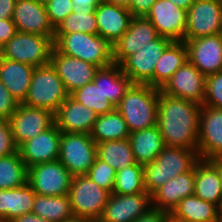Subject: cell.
<instances>
[{
  "label": "cell",
  "mask_w": 222,
  "mask_h": 222,
  "mask_svg": "<svg viewBox=\"0 0 222 222\" xmlns=\"http://www.w3.org/2000/svg\"><path fill=\"white\" fill-rule=\"evenodd\" d=\"M171 213L188 222H217L220 215L217 205L204 201L196 195L182 199Z\"/></svg>",
  "instance_id": "obj_30"
},
{
  "label": "cell",
  "mask_w": 222,
  "mask_h": 222,
  "mask_svg": "<svg viewBox=\"0 0 222 222\" xmlns=\"http://www.w3.org/2000/svg\"><path fill=\"white\" fill-rule=\"evenodd\" d=\"M74 32L98 35V27L95 12H72L54 28V34H71Z\"/></svg>",
  "instance_id": "obj_38"
},
{
  "label": "cell",
  "mask_w": 222,
  "mask_h": 222,
  "mask_svg": "<svg viewBox=\"0 0 222 222\" xmlns=\"http://www.w3.org/2000/svg\"><path fill=\"white\" fill-rule=\"evenodd\" d=\"M194 195L217 205L222 204V185L219 167L212 161L199 159L195 164Z\"/></svg>",
  "instance_id": "obj_25"
},
{
  "label": "cell",
  "mask_w": 222,
  "mask_h": 222,
  "mask_svg": "<svg viewBox=\"0 0 222 222\" xmlns=\"http://www.w3.org/2000/svg\"><path fill=\"white\" fill-rule=\"evenodd\" d=\"M36 193L26 184L8 190L0 189V222H11L33 210Z\"/></svg>",
  "instance_id": "obj_27"
},
{
  "label": "cell",
  "mask_w": 222,
  "mask_h": 222,
  "mask_svg": "<svg viewBox=\"0 0 222 222\" xmlns=\"http://www.w3.org/2000/svg\"><path fill=\"white\" fill-rule=\"evenodd\" d=\"M206 76L186 61L160 89L163 93L203 104Z\"/></svg>",
  "instance_id": "obj_13"
},
{
  "label": "cell",
  "mask_w": 222,
  "mask_h": 222,
  "mask_svg": "<svg viewBox=\"0 0 222 222\" xmlns=\"http://www.w3.org/2000/svg\"><path fill=\"white\" fill-rule=\"evenodd\" d=\"M159 91L148 84H133L115 107L130 133L157 125Z\"/></svg>",
  "instance_id": "obj_2"
},
{
  "label": "cell",
  "mask_w": 222,
  "mask_h": 222,
  "mask_svg": "<svg viewBox=\"0 0 222 222\" xmlns=\"http://www.w3.org/2000/svg\"><path fill=\"white\" fill-rule=\"evenodd\" d=\"M97 157V144L90 134L62 132L59 161L74 176L87 175Z\"/></svg>",
  "instance_id": "obj_8"
},
{
  "label": "cell",
  "mask_w": 222,
  "mask_h": 222,
  "mask_svg": "<svg viewBox=\"0 0 222 222\" xmlns=\"http://www.w3.org/2000/svg\"><path fill=\"white\" fill-rule=\"evenodd\" d=\"M76 101L95 111L98 116L112 112L115 107L102 92V68L96 72L92 82L70 94Z\"/></svg>",
  "instance_id": "obj_31"
},
{
  "label": "cell",
  "mask_w": 222,
  "mask_h": 222,
  "mask_svg": "<svg viewBox=\"0 0 222 222\" xmlns=\"http://www.w3.org/2000/svg\"><path fill=\"white\" fill-rule=\"evenodd\" d=\"M212 161L219 167V174H220L221 185H222V159H216Z\"/></svg>",
  "instance_id": "obj_54"
},
{
  "label": "cell",
  "mask_w": 222,
  "mask_h": 222,
  "mask_svg": "<svg viewBox=\"0 0 222 222\" xmlns=\"http://www.w3.org/2000/svg\"><path fill=\"white\" fill-rule=\"evenodd\" d=\"M166 222H188V221L177 218L171 212H167Z\"/></svg>",
  "instance_id": "obj_52"
},
{
  "label": "cell",
  "mask_w": 222,
  "mask_h": 222,
  "mask_svg": "<svg viewBox=\"0 0 222 222\" xmlns=\"http://www.w3.org/2000/svg\"><path fill=\"white\" fill-rule=\"evenodd\" d=\"M157 0H132L128 10L133 17L146 16Z\"/></svg>",
  "instance_id": "obj_44"
},
{
  "label": "cell",
  "mask_w": 222,
  "mask_h": 222,
  "mask_svg": "<svg viewBox=\"0 0 222 222\" xmlns=\"http://www.w3.org/2000/svg\"><path fill=\"white\" fill-rule=\"evenodd\" d=\"M202 105L159 91L157 126L165 145L197 150Z\"/></svg>",
  "instance_id": "obj_1"
},
{
  "label": "cell",
  "mask_w": 222,
  "mask_h": 222,
  "mask_svg": "<svg viewBox=\"0 0 222 222\" xmlns=\"http://www.w3.org/2000/svg\"><path fill=\"white\" fill-rule=\"evenodd\" d=\"M187 58L203 75L222 71V33L185 42Z\"/></svg>",
  "instance_id": "obj_16"
},
{
  "label": "cell",
  "mask_w": 222,
  "mask_h": 222,
  "mask_svg": "<svg viewBox=\"0 0 222 222\" xmlns=\"http://www.w3.org/2000/svg\"><path fill=\"white\" fill-rule=\"evenodd\" d=\"M17 32L12 19L0 20V49L15 35Z\"/></svg>",
  "instance_id": "obj_45"
},
{
  "label": "cell",
  "mask_w": 222,
  "mask_h": 222,
  "mask_svg": "<svg viewBox=\"0 0 222 222\" xmlns=\"http://www.w3.org/2000/svg\"><path fill=\"white\" fill-rule=\"evenodd\" d=\"M133 84L119 64L102 68V92L114 107L120 103Z\"/></svg>",
  "instance_id": "obj_35"
},
{
  "label": "cell",
  "mask_w": 222,
  "mask_h": 222,
  "mask_svg": "<svg viewBox=\"0 0 222 222\" xmlns=\"http://www.w3.org/2000/svg\"><path fill=\"white\" fill-rule=\"evenodd\" d=\"M16 0H0V20L12 19Z\"/></svg>",
  "instance_id": "obj_48"
},
{
  "label": "cell",
  "mask_w": 222,
  "mask_h": 222,
  "mask_svg": "<svg viewBox=\"0 0 222 222\" xmlns=\"http://www.w3.org/2000/svg\"><path fill=\"white\" fill-rule=\"evenodd\" d=\"M167 211L150 208L145 214L139 216L134 222H166Z\"/></svg>",
  "instance_id": "obj_47"
},
{
  "label": "cell",
  "mask_w": 222,
  "mask_h": 222,
  "mask_svg": "<svg viewBox=\"0 0 222 222\" xmlns=\"http://www.w3.org/2000/svg\"><path fill=\"white\" fill-rule=\"evenodd\" d=\"M186 61H188V58L185 42L172 41L155 66L154 87L161 89Z\"/></svg>",
  "instance_id": "obj_29"
},
{
  "label": "cell",
  "mask_w": 222,
  "mask_h": 222,
  "mask_svg": "<svg viewBox=\"0 0 222 222\" xmlns=\"http://www.w3.org/2000/svg\"><path fill=\"white\" fill-rule=\"evenodd\" d=\"M28 182V167L21 159L19 151L0 157V189L20 187Z\"/></svg>",
  "instance_id": "obj_36"
},
{
  "label": "cell",
  "mask_w": 222,
  "mask_h": 222,
  "mask_svg": "<svg viewBox=\"0 0 222 222\" xmlns=\"http://www.w3.org/2000/svg\"><path fill=\"white\" fill-rule=\"evenodd\" d=\"M101 2L103 0H72V9L75 13H94Z\"/></svg>",
  "instance_id": "obj_46"
},
{
  "label": "cell",
  "mask_w": 222,
  "mask_h": 222,
  "mask_svg": "<svg viewBox=\"0 0 222 222\" xmlns=\"http://www.w3.org/2000/svg\"><path fill=\"white\" fill-rule=\"evenodd\" d=\"M202 105L222 109V71L206 76Z\"/></svg>",
  "instance_id": "obj_40"
},
{
  "label": "cell",
  "mask_w": 222,
  "mask_h": 222,
  "mask_svg": "<svg viewBox=\"0 0 222 222\" xmlns=\"http://www.w3.org/2000/svg\"><path fill=\"white\" fill-rule=\"evenodd\" d=\"M97 157L116 171L137 163L129 138L97 143Z\"/></svg>",
  "instance_id": "obj_34"
},
{
  "label": "cell",
  "mask_w": 222,
  "mask_h": 222,
  "mask_svg": "<svg viewBox=\"0 0 222 222\" xmlns=\"http://www.w3.org/2000/svg\"><path fill=\"white\" fill-rule=\"evenodd\" d=\"M197 150L200 159H222V109L202 105Z\"/></svg>",
  "instance_id": "obj_14"
},
{
  "label": "cell",
  "mask_w": 222,
  "mask_h": 222,
  "mask_svg": "<svg viewBox=\"0 0 222 222\" xmlns=\"http://www.w3.org/2000/svg\"><path fill=\"white\" fill-rule=\"evenodd\" d=\"M129 140L136 162L142 165L154 161L166 146L157 125L130 133Z\"/></svg>",
  "instance_id": "obj_28"
},
{
  "label": "cell",
  "mask_w": 222,
  "mask_h": 222,
  "mask_svg": "<svg viewBox=\"0 0 222 222\" xmlns=\"http://www.w3.org/2000/svg\"><path fill=\"white\" fill-rule=\"evenodd\" d=\"M11 222H50V221L42 217H39L31 212L18 216Z\"/></svg>",
  "instance_id": "obj_49"
},
{
  "label": "cell",
  "mask_w": 222,
  "mask_h": 222,
  "mask_svg": "<svg viewBox=\"0 0 222 222\" xmlns=\"http://www.w3.org/2000/svg\"><path fill=\"white\" fill-rule=\"evenodd\" d=\"M69 95L63 81L49 63L35 67L28 93L22 103L43 108L55 114Z\"/></svg>",
  "instance_id": "obj_5"
},
{
  "label": "cell",
  "mask_w": 222,
  "mask_h": 222,
  "mask_svg": "<svg viewBox=\"0 0 222 222\" xmlns=\"http://www.w3.org/2000/svg\"><path fill=\"white\" fill-rule=\"evenodd\" d=\"M195 166L183 174L167 181L151 194L153 208L172 212L179 202L194 195Z\"/></svg>",
  "instance_id": "obj_23"
},
{
  "label": "cell",
  "mask_w": 222,
  "mask_h": 222,
  "mask_svg": "<svg viewBox=\"0 0 222 222\" xmlns=\"http://www.w3.org/2000/svg\"><path fill=\"white\" fill-rule=\"evenodd\" d=\"M129 135L127 124L116 108L112 112L98 116L90 133L96 144L104 141L124 140L129 138Z\"/></svg>",
  "instance_id": "obj_32"
},
{
  "label": "cell",
  "mask_w": 222,
  "mask_h": 222,
  "mask_svg": "<svg viewBox=\"0 0 222 222\" xmlns=\"http://www.w3.org/2000/svg\"><path fill=\"white\" fill-rule=\"evenodd\" d=\"M39 2H42V3H45L47 2L48 0H38Z\"/></svg>",
  "instance_id": "obj_57"
},
{
  "label": "cell",
  "mask_w": 222,
  "mask_h": 222,
  "mask_svg": "<svg viewBox=\"0 0 222 222\" xmlns=\"http://www.w3.org/2000/svg\"><path fill=\"white\" fill-rule=\"evenodd\" d=\"M14 141L18 148L27 140L50 128L54 123V113L43 108L19 103L8 120Z\"/></svg>",
  "instance_id": "obj_12"
},
{
  "label": "cell",
  "mask_w": 222,
  "mask_h": 222,
  "mask_svg": "<svg viewBox=\"0 0 222 222\" xmlns=\"http://www.w3.org/2000/svg\"><path fill=\"white\" fill-rule=\"evenodd\" d=\"M219 212H220V216L222 217V204H221V206L219 208Z\"/></svg>",
  "instance_id": "obj_55"
},
{
  "label": "cell",
  "mask_w": 222,
  "mask_h": 222,
  "mask_svg": "<svg viewBox=\"0 0 222 222\" xmlns=\"http://www.w3.org/2000/svg\"><path fill=\"white\" fill-rule=\"evenodd\" d=\"M158 37L159 34L149 19L145 16L133 17L128 30L112 45L114 64L121 65L130 55Z\"/></svg>",
  "instance_id": "obj_18"
},
{
  "label": "cell",
  "mask_w": 222,
  "mask_h": 222,
  "mask_svg": "<svg viewBox=\"0 0 222 222\" xmlns=\"http://www.w3.org/2000/svg\"><path fill=\"white\" fill-rule=\"evenodd\" d=\"M54 48L62 54L105 68L114 64L113 46L103 37L88 33L54 34Z\"/></svg>",
  "instance_id": "obj_4"
},
{
  "label": "cell",
  "mask_w": 222,
  "mask_h": 222,
  "mask_svg": "<svg viewBox=\"0 0 222 222\" xmlns=\"http://www.w3.org/2000/svg\"><path fill=\"white\" fill-rule=\"evenodd\" d=\"M34 69V66L0 55V80L19 103L25 100Z\"/></svg>",
  "instance_id": "obj_26"
},
{
  "label": "cell",
  "mask_w": 222,
  "mask_h": 222,
  "mask_svg": "<svg viewBox=\"0 0 222 222\" xmlns=\"http://www.w3.org/2000/svg\"><path fill=\"white\" fill-rule=\"evenodd\" d=\"M198 150L165 146L154 161L144 164V186L151 195L177 175L190 171L199 160Z\"/></svg>",
  "instance_id": "obj_3"
},
{
  "label": "cell",
  "mask_w": 222,
  "mask_h": 222,
  "mask_svg": "<svg viewBox=\"0 0 222 222\" xmlns=\"http://www.w3.org/2000/svg\"><path fill=\"white\" fill-rule=\"evenodd\" d=\"M12 21L18 32L54 39V27L49 21L45 5L38 0H16Z\"/></svg>",
  "instance_id": "obj_20"
},
{
  "label": "cell",
  "mask_w": 222,
  "mask_h": 222,
  "mask_svg": "<svg viewBox=\"0 0 222 222\" xmlns=\"http://www.w3.org/2000/svg\"><path fill=\"white\" fill-rule=\"evenodd\" d=\"M114 194L134 195L148 193L144 186V167L135 163L116 172Z\"/></svg>",
  "instance_id": "obj_37"
},
{
  "label": "cell",
  "mask_w": 222,
  "mask_h": 222,
  "mask_svg": "<svg viewBox=\"0 0 222 222\" xmlns=\"http://www.w3.org/2000/svg\"><path fill=\"white\" fill-rule=\"evenodd\" d=\"M175 4L177 7L188 10L195 0H168Z\"/></svg>",
  "instance_id": "obj_50"
},
{
  "label": "cell",
  "mask_w": 222,
  "mask_h": 222,
  "mask_svg": "<svg viewBox=\"0 0 222 222\" xmlns=\"http://www.w3.org/2000/svg\"><path fill=\"white\" fill-rule=\"evenodd\" d=\"M61 130L54 123L47 130L25 141L19 148L21 159L29 168L59 159Z\"/></svg>",
  "instance_id": "obj_19"
},
{
  "label": "cell",
  "mask_w": 222,
  "mask_h": 222,
  "mask_svg": "<svg viewBox=\"0 0 222 222\" xmlns=\"http://www.w3.org/2000/svg\"><path fill=\"white\" fill-rule=\"evenodd\" d=\"M172 41L159 36L155 40L145 44L133 55H130L120 66L123 73L134 84H148L154 87V72L158 59L162 56L166 47Z\"/></svg>",
  "instance_id": "obj_9"
},
{
  "label": "cell",
  "mask_w": 222,
  "mask_h": 222,
  "mask_svg": "<svg viewBox=\"0 0 222 222\" xmlns=\"http://www.w3.org/2000/svg\"><path fill=\"white\" fill-rule=\"evenodd\" d=\"M44 5L54 28L73 12L72 0H48Z\"/></svg>",
  "instance_id": "obj_41"
},
{
  "label": "cell",
  "mask_w": 222,
  "mask_h": 222,
  "mask_svg": "<svg viewBox=\"0 0 222 222\" xmlns=\"http://www.w3.org/2000/svg\"><path fill=\"white\" fill-rule=\"evenodd\" d=\"M107 4H114L116 6H121L128 8L131 5L132 0H103Z\"/></svg>",
  "instance_id": "obj_51"
},
{
  "label": "cell",
  "mask_w": 222,
  "mask_h": 222,
  "mask_svg": "<svg viewBox=\"0 0 222 222\" xmlns=\"http://www.w3.org/2000/svg\"><path fill=\"white\" fill-rule=\"evenodd\" d=\"M150 208L152 205L149 193L134 195L111 193L99 220L102 222H134Z\"/></svg>",
  "instance_id": "obj_21"
},
{
  "label": "cell",
  "mask_w": 222,
  "mask_h": 222,
  "mask_svg": "<svg viewBox=\"0 0 222 222\" xmlns=\"http://www.w3.org/2000/svg\"><path fill=\"white\" fill-rule=\"evenodd\" d=\"M68 195L74 216L99 220L111 193L82 175L72 177Z\"/></svg>",
  "instance_id": "obj_7"
},
{
  "label": "cell",
  "mask_w": 222,
  "mask_h": 222,
  "mask_svg": "<svg viewBox=\"0 0 222 222\" xmlns=\"http://www.w3.org/2000/svg\"><path fill=\"white\" fill-rule=\"evenodd\" d=\"M217 222H222V217L219 215Z\"/></svg>",
  "instance_id": "obj_56"
},
{
  "label": "cell",
  "mask_w": 222,
  "mask_h": 222,
  "mask_svg": "<svg viewBox=\"0 0 222 222\" xmlns=\"http://www.w3.org/2000/svg\"><path fill=\"white\" fill-rule=\"evenodd\" d=\"M222 33V4L219 0H195L187 10L183 41Z\"/></svg>",
  "instance_id": "obj_11"
},
{
  "label": "cell",
  "mask_w": 222,
  "mask_h": 222,
  "mask_svg": "<svg viewBox=\"0 0 222 222\" xmlns=\"http://www.w3.org/2000/svg\"><path fill=\"white\" fill-rule=\"evenodd\" d=\"M18 151L8 120L0 119V157L9 156Z\"/></svg>",
  "instance_id": "obj_42"
},
{
  "label": "cell",
  "mask_w": 222,
  "mask_h": 222,
  "mask_svg": "<svg viewBox=\"0 0 222 222\" xmlns=\"http://www.w3.org/2000/svg\"><path fill=\"white\" fill-rule=\"evenodd\" d=\"M71 180L72 175L59 160L28 168V183L38 195L61 196L68 194Z\"/></svg>",
  "instance_id": "obj_10"
},
{
  "label": "cell",
  "mask_w": 222,
  "mask_h": 222,
  "mask_svg": "<svg viewBox=\"0 0 222 222\" xmlns=\"http://www.w3.org/2000/svg\"><path fill=\"white\" fill-rule=\"evenodd\" d=\"M18 104L19 102L0 80V119L9 120L16 111Z\"/></svg>",
  "instance_id": "obj_43"
},
{
  "label": "cell",
  "mask_w": 222,
  "mask_h": 222,
  "mask_svg": "<svg viewBox=\"0 0 222 222\" xmlns=\"http://www.w3.org/2000/svg\"><path fill=\"white\" fill-rule=\"evenodd\" d=\"M98 115L76 101L71 95L54 114L55 124L61 132L90 134Z\"/></svg>",
  "instance_id": "obj_22"
},
{
  "label": "cell",
  "mask_w": 222,
  "mask_h": 222,
  "mask_svg": "<svg viewBox=\"0 0 222 222\" xmlns=\"http://www.w3.org/2000/svg\"><path fill=\"white\" fill-rule=\"evenodd\" d=\"M49 63L69 94L94 80L98 67L81 59L59 53L53 48Z\"/></svg>",
  "instance_id": "obj_17"
},
{
  "label": "cell",
  "mask_w": 222,
  "mask_h": 222,
  "mask_svg": "<svg viewBox=\"0 0 222 222\" xmlns=\"http://www.w3.org/2000/svg\"><path fill=\"white\" fill-rule=\"evenodd\" d=\"M116 170L109 164L96 157L94 164L90 167L87 176L103 189L113 192Z\"/></svg>",
  "instance_id": "obj_39"
},
{
  "label": "cell",
  "mask_w": 222,
  "mask_h": 222,
  "mask_svg": "<svg viewBox=\"0 0 222 222\" xmlns=\"http://www.w3.org/2000/svg\"><path fill=\"white\" fill-rule=\"evenodd\" d=\"M91 221H92L91 219L73 216L69 218L68 220H66L65 222H91Z\"/></svg>",
  "instance_id": "obj_53"
},
{
  "label": "cell",
  "mask_w": 222,
  "mask_h": 222,
  "mask_svg": "<svg viewBox=\"0 0 222 222\" xmlns=\"http://www.w3.org/2000/svg\"><path fill=\"white\" fill-rule=\"evenodd\" d=\"M32 213L50 222H65L74 216L68 194L61 196L36 194Z\"/></svg>",
  "instance_id": "obj_33"
},
{
  "label": "cell",
  "mask_w": 222,
  "mask_h": 222,
  "mask_svg": "<svg viewBox=\"0 0 222 222\" xmlns=\"http://www.w3.org/2000/svg\"><path fill=\"white\" fill-rule=\"evenodd\" d=\"M98 35L113 45L128 30L132 14L128 8L101 2L95 9Z\"/></svg>",
  "instance_id": "obj_24"
},
{
  "label": "cell",
  "mask_w": 222,
  "mask_h": 222,
  "mask_svg": "<svg viewBox=\"0 0 222 222\" xmlns=\"http://www.w3.org/2000/svg\"><path fill=\"white\" fill-rule=\"evenodd\" d=\"M91 222H102L101 220H92Z\"/></svg>",
  "instance_id": "obj_58"
},
{
  "label": "cell",
  "mask_w": 222,
  "mask_h": 222,
  "mask_svg": "<svg viewBox=\"0 0 222 222\" xmlns=\"http://www.w3.org/2000/svg\"><path fill=\"white\" fill-rule=\"evenodd\" d=\"M155 26L159 36L171 41H183L187 28V11L171 1L157 0L145 16Z\"/></svg>",
  "instance_id": "obj_15"
},
{
  "label": "cell",
  "mask_w": 222,
  "mask_h": 222,
  "mask_svg": "<svg viewBox=\"0 0 222 222\" xmlns=\"http://www.w3.org/2000/svg\"><path fill=\"white\" fill-rule=\"evenodd\" d=\"M53 48L54 41L47 36L17 31L0 49V55L8 60L38 67L49 64Z\"/></svg>",
  "instance_id": "obj_6"
}]
</instances>
